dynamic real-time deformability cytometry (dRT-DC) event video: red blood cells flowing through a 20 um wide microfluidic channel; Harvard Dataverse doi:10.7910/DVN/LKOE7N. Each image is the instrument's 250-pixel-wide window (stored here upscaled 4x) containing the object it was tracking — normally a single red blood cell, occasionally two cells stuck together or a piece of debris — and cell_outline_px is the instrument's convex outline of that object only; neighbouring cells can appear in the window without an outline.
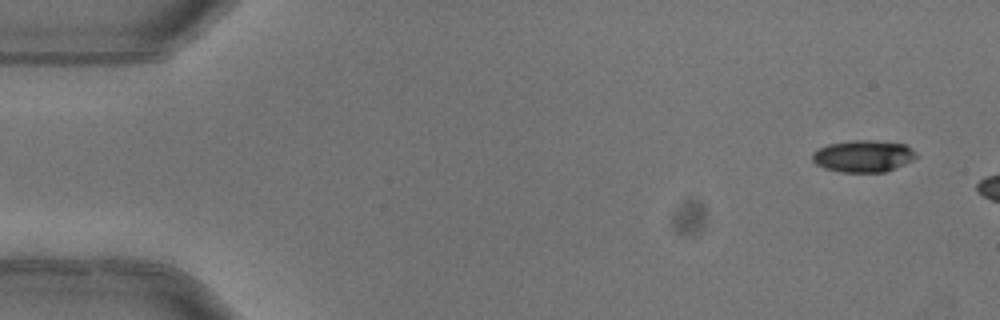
{"species": "common noctule bat (a hibernating species)", "species_latin": "Nyctalus noctula", "temperature_condition": "warm", "stored_images_in_passage": 3, "camera_frame_rate_fps": 3000, "um_per_image_px": 0.085, "animal": {"sex": "female"}, "frame": {"image": 1, "passage_image": 1, "time_ms": 0.0, "image_size_px": [1000, 320], "cell_outline_px": [[916, 156], [912, 160], [904, 164], [884, 172], [840, 172], [824, 168], [816, 164], [812, 160], [812, 152], [828, 144], [852, 140], [876, 140], [904, 144], [912, 148], [916, 152]], "centroid_in_image_um": [73.36, 13.26], "position_along_channel_um": 11.6, "area_um2": 19.31}}